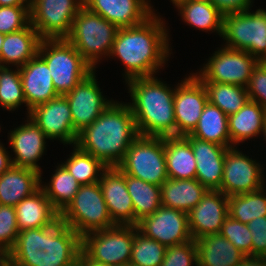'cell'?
<instances>
[{"label": "cell", "mask_w": 266, "mask_h": 266, "mask_svg": "<svg viewBox=\"0 0 266 266\" xmlns=\"http://www.w3.org/2000/svg\"><path fill=\"white\" fill-rule=\"evenodd\" d=\"M167 34L155 14L139 25L118 29L110 56L119 57L125 65L126 81L152 77L163 66L170 51Z\"/></svg>", "instance_id": "1"}, {"label": "cell", "mask_w": 266, "mask_h": 266, "mask_svg": "<svg viewBox=\"0 0 266 266\" xmlns=\"http://www.w3.org/2000/svg\"><path fill=\"white\" fill-rule=\"evenodd\" d=\"M82 238L60 218L49 227L19 231L9 251L18 266H77Z\"/></svg>", "instance_id": "2"}, {"label": "cell", "mask_w": 266, "mask_h": 266, "mask_svg": "<svg viewBox=\"0 0 266 266\" xmlns=\"http://www.w3.org/2000/svg\"><path fill=\"white\" fill-rule=\"evenodd\" d=\"M139 136L129 104L112 102L89 126L78 133L77 145L107 167H117Z\"/></svg>", "instance_id": "3"}, {"label": "cell", "mask_w": 266, "mask_h": 266, "mask_svg": "<svg viewBox=\"0 0 266 266\" xmlns=\"http://www.w3.org/2000/svg\"><path fill=\"white\" fill-rule=\"evenodd\" d=\"M137 132L146 137L176 136L174 93L155 77H135L127 80Z\"/></svg>", "instance_id": "4"}, {"label": "cell", "mask_w": 266, "mask_h": 266, "mask_svg": "<svg viewBox=\"0 0 266 266\" xmlns=\"http://www.w3.org/2000/svg\"><path fill=\"white\" fill-rule=\"evenodd\" d=\"M118 29L112 22L83 6L75 16L65 39L94 69L100 56H110Z\"/></svg>", "instance_id": "5"}, {"label": "cell", "mask_w": 266, "mask_h": 266, "mask_svg": "<svg viewBox=\"0 0 266 266\" xmlns=\"http://www.w3.org/2000/svg\"><path fill=\"white\" fill-rule=\"evenodd\" d=\"M38 54L45 60L58 95H66L93 69L65 38L42 39Z\"/></svg>", "instance_id": "6"}, {"label": "cell", "mask_w": 266, "mask_h": 266, "mask_svg": "<svg viewBox=\"0 0 266 266\" xmlns=\"http://www.w3.org/2000/svg\"><path fill=\"white\" fill-rule=\"evenodd\" d=\"M60 220L81 238L91 232L114 227L99 182L81 185Z\"/></svg>", "instance_id": "7"}, {"label": "cell", "mask_w": 266, "mask_h": 266, "mask_svg": "<svg viewBox=\"0 0 266 266\" xmlns=\"http://www.w3.org/2000/svg\"><path fill=\"white\" fill-rule=\"evenodd\" d=\"M117 167L127 175L161 186L168 179L164 138L139 135Z\"/></svg>", "instance_id": "8"}, {"label": "cell", "mask_w": 266, "mask_h": 266, "mask_svg": "<svg viewBox=\"0 0 266 266\" xmlns=\"http://www.w3.org/2000/svg\"><path fill=\"white\" fill-rule=\"evenodd\" d=\"M226 47L244 50L262 61L266 56V11L249 10L223 16L222 36Z\"/></svg>", "instance_id": "9"}, {"label": "cell", "mask_w": 266, "mask_h": 266, "mask_svg": "<svg viewBox=\"0 0 266 266\" xmlns=\"http://www.w3.org/2000/svg\"><path fill=\"white\" fill-rule=\"evenodd\" d=\"M138 227L115 225L82 237V251L92 260L108 265L129 264ZM93 235V236H92Z\"/></svg>", "instance_id": "10"}, {"label": "cell", "mask_w": 266, "mask_h": 266, "mask_svg": "<svg viewBox=\"0 0 266 266\" xmlns=\"http://www.w3.org/2000/svg\"><path fill=\"white\" fill-rule=\"evenodd\" d=\"M84 0H30V23L42 39L66 38Z\"/></svg>", "instance_id": "11"}, {"label": "cell", "mask_w": 266, "mask_h": 266, "mask_svg": "<svg viewBox=\"0 0 266 266\" xmlns=\"http://www.w3.org/2000/svg\"><path fill=\"white\" fill-rule=\"evenodd\" d=\"M258 60L244 50L223 47L214 53L197 76L202 82L234 84L245 87Z\"/></svg>", "instance_id": "12"}, {"label": "cell", "mask_w": 266, "mask_h": 266, "mask_svg": "<svg viewBox=\"0 0 266 266\" xmlns=\"http://www.w3.org/2000/svg\"><path fill=\"white\" fill-rule=\"evenodd\" d=\"M262 173L258 163L231 147L225 154L221 192L229 197L265 188Z\"/></svg>", "instance_id": "13"}, {"label": "cell", "mask_w": 266, "mask_h": 266, "mask_svg": "<svg viewBox=\"0 0 266 266\" xmlns=\"http://www.w3.org/2000/svg\"><path fill=\"white\" fill-rule=\"evenodd\" d=\"M146 237L169 247L192 240L188 215L185 212L161 206L137 225Z\"/></svg>", "instance_id": "14"}, {"label": "cell", "mask_w": 266, "mask_h": 266, "mask_svg": "<svg viewBox=\"0 0 266 266\" xmlns=\"http://www.w3.org/2000/svg\"><path fill=\"white\" fill-rule=\"evenodd\" d=\"M197 75L193 74L185 78L175 88L174 115L176 136H185L194 130L204 106L208 102L207 91Z\"/></svg>", "instance_id": "15"}, {"label": "cell", "mask_w": 266, "mask_h": 266, "mask_svg": "<svg viewBox=\"0 0 266 266\" xmlns=\"http://www.w3.org/2000/svg\"><path fill=\"white\" fill-rule=\"evenodd\" d=\"M100 91L92 71L64 95L70 105L73 129L77 133L91 125L113 102L105 99Z\"/></svg>", "instance_id": "16"}, {"label": "cell", "mask_w": 266, "mask_h": 266, "mask_svg": "<svg viewBox=\"0 0 266 266\" xmlns=\"http://www.w3.org/2000/svg\"><path fill=\"white\" fill-rule=\"evenodd\" d=\"M48 139H61L65 144H76L78 133L73 129L72 113L65 96L59 95L30 110L28 115Z\"/></svg>", "instance_id": "17"}, {"label": "cell", "mask_w": 266, "mask_h": 266, "mask_svg": "<svg viewBox=\"0 0 266 266\" xmlns=\"http://www.w3.org/2000/svg\"><path fill=\"white\" fill-rule=\"evenodd\" d=\"M187 215L193 240L220 233L228 216V196L219 190H208Z\"/></svg>", "instance_id": "18"}, {"label": "cell", "mask_w": 266, "mask_h": 266, "mask_svg": "<svg viewBox=\"0 0 266 266\" xmlns=\"http://www.w3.org/2000/svg\"><path fill=\"white\" fill-rule=\"evenodd\" d=\"M102 190L112 221L116 225H134L135 215L124 173L118 167H107L100 174Z\"/></svg>", "instance_id": "19"}, {"label": "cell", "mask_w": 266, "mask_h": 266, "mask_svg": "<svg viewBox=\"0 0 266 266\" xmlns=\"http://www.w3.org/2000/svg\"><path fill=\"white\" fill-rule=\"evenodd\" d=\"M185 137L190 141L196 160L195 178L208 190L221 191L225 154L231 147L200 140L190 134Z\"/></svg>", "instance_id": "20"}, {"label": "cell", "mask_w": 266, "mask_h": 266, "mask_svg": "<svg viewBox=\"0 0 266 266\" xmlns=\"http://www.w3.org/2000/svg\"><path fill=\"white\" fill-rule=\"evenodd\" d=\"M148 4L145 0H84L86 8L118 28L139 25L155 14Z\"/></svg>", "instance_id": "21"}, {"label": "cell", "mask_w": 266, "mask_h": 266, "mask_svg": "<svg viewBox=\"0 0 266 266\" xmlns=\"http://www.w3.org/2000/svg\"><path fill=\"white\" fill-rule=\"evenodd\" d=\"M28 113L34 107L59 96L45 60L37 54L19 68Z\"/></svg>", "instance_id": "22"}, {"label": "cell", "mask_w": 266, "mask_h": 266, "mask_svg": "<svg viewBox=\"0 0 266 266\" xmlns=\"http://www.w3.org/2000/svg\"><path fill=\"white\" fill-rule=\"evenodd\" d=\"M25 125H21L11 131L9 140L15 153L12 166L26 167L41 173L36 162L44 153L45 139H48L44 132L29 117Z\"/></svg>", "instance_id": "23"}, {"label": "cell", "mask_w": 266, "mask_h": 266, "mask_svg": "<svg viewBox=\"0 0 266 266\" xmlns=\"http://www.w3.org/2000/svg\"><path fill=\"white\" fill-rule=\"evenodd\" d=\"M40 178L34 169L11 166L0 175V204L15 207L41 188Z\"/></svg>", "instance_id": "24"}, {"label": "cell", "mask_w": 266, "mask_h": 266, "mask_svg": "<svg viewBox=\"0 0 266 266\" xmlns=\"http://www.w3.org/2000/svg\"><path fill=\"white\" fill-rule=\"evenodd\" d=\"M15 211L19 231L49 227L60 218L41 188L18 203Z\"/></svg>", "instance_id": "25"}, {"label": "cell", "mask_w": 266, "mask_h": 266, "mask_svg": "<svg viewBox=\"0 0 266 266\" xmlns=\"http://www.w3.org/2000/svg\"><path fill=\"white\" fill-rule=\"evenodd\" d=\"M41 40L31 23L20 31L5 34L0 53V66L5 67L4 63H14L17 68L22 67L38 54Z\"/></svg>", "instance_id": "26"}, {"label": "cell", "mask_w": 266, "mask_h": 266, "mask_svg": "<svg viewBox=\"0 0 266 266\" xmlns=\"http://www.w3.org/2000/svg\"><path fill=\"white\" fill-rule=\"evenodd\" d=\"M197 266H237L246 257L220 233L195 240Z\"/></svg>", "instance_id": "27"}, {"label": "cell", "mask_w": 266, "mask_h": 266, "mask_svg": "<svg viewBox=\"0 0 266 266\" xmlns=\"http://www.w3.org/2000/svg\"><path fill=\"white\" fill-rule=\"evenodd\" d=\"M208 189L196 178L167 179L161 185L162 206L188 213L206 194Z\"/></svg>", "instance_id": "28"}, {"label": "cell", "mask_w": 266, "mask_h": 266, "mask_svg": "<svg viewBox=\"0 0 266 266\" xmlns=\"http://www.w3.org/2000/svg\"><path fill=\"white\" fill-rule=\"evenodd\" d=\"M166 169L169 179H194L196 160L185 136L164 137Z\"/></svg>", "instance_id": "29"}, {"label": "cell", "mask_w": 266, "mask_h": 266, "mask_svg": "<svg viewBox=\"0 0 266 266\" xmlns=\"http://www.w3.org/2000/svg\"><path fill=\"white\" fill-rule=\"evenodd\" d=\"M266 110L257 102L248 100L237 112L228 116L231 144L253 138L263 131Z\"/></svg>", "instance_id": "30"}, {"label": "cell", "mask_w": 266, "mask_h": 266, "mask_svg": "<svg viewBox=\"0 0 266 266\" xmlns=\"http://www.w3.org/2000/svg\"><path fill=\"white\" fill-rule=\"evenodd\" d=\"M190 135L224 147H233L230 145L231 138L228 132V116L217 106L209 102L204 106L198 124Z\"/></svg>", "instance_id": "31"}, {"label": "cell", "mask_w": 266, "mask_h": 266, "mask_svg": "<svg viewBox=\"0 0 266 266\" xmlns=\"http://www.w3.org/2000/svg\"><path fill=\"white\" fill-rule=\"evenodd\" d=\"M127 190L132 198L135 226L144 217L152 215L162 206L161 186L147 183L124 173Z\"/></svg>", "instance_id": "32"}, {"label": "cell", "mask_w": 266, "mask_h": 266, "mask_svg": "<svg viewBox=\"0 0 266 266\" xmlns=\"http://www.w3.org/2000/svg\"><path fill=\"white\" fill-rule=\"evenodd\" d=\"M182 18L193 27L216 31L220 37L223 32V14L213 3L185 1L177 6Z\"/></svg>", "instance_id": "33"}, {"label": "cell", "mask_w": 266, "mask_h": 266, "mask_svg": "<svg viewBox=\"0 0 266 266\" xmlns=\"http://www.w3.org/2000/svg\"><path fill=\"white\" fill-rule=\"evenodd\" d=\"M49 185H41L53 208L61 214L72 202L81 184L61 164L57 167Z\"/></svg>", "instance_id": "34"}, {"label": "cell", "mask_w": 266, "mask_h": 266, "mask_svg": "<svg viewBox=\"0 0 266 266\" xmlns=\"http://www.w3.org/2000/svg\"><path fill=\"white\" fill-rule=\"evenodd\" d=\"M208 102L221 109L227 116L237 113L249 100L245 87L216 82H202Z\"/></svg>", "instance_id": "35"}, {"label": "cell", "mask_w": 266, "mask_h": 266, "mask_svg": "<svg viewBox=\"0 0 266 266\" xmlns=\"http://www.w3.org/2000/svg\"><path fill=\"white\" fill-rule=\"evenodd\" d=\"M263 190L229 196L228 216L245 224L266 216V193Z\"/></svg>", "instance_id": "36"}, {"label": "cell", "mask_w": 266, "mask_h": 266, "mask_svg": "<svg viewBox=\"0 0 266 266\" xmlns=\"http://www.w3.org/2000/svg\"><path fill=\"white\" fill-rule=\"evenodd\" d=\"M74 146V152L62 165L81 185L99 182L100 175L98 173L101 174V171H104L107 166L90 153L81 150L77 145Z\"/></svg>", "instance_id": "37"}, {"label": "cell", "mask_w": 266, "mask_h": 266, "mask_svg": "<svg viewBox=\"0 0 266 266\" xmlns=\"http://www.w3.org/2000/svg\"><path fill=\"white\" fill-rule=\"evenodd\" d=\"M166 246L146 237L139 230L135 233L132 255L129 264L136 266H160L163 262Z\"/></svg>", "instance_id": "38"}, {"label": "cell", "mask_w": 266, "mask_h": 266, "mask_svg": "<svg viewBox=\"0 0 266 266\" xmlns=\"http://www.w3.org/2000/svg\"><path fill=\"white\" fill-rule=\"evenodd\" d=\"M26 104L19 68L10 70L7 66H0V105L11 111Z\"/></svg>", "instance_id": "39"}, {"label": "cell", "mask_w": 266, "mask_h": 266, "mask_svg": "<svg viewBox=\"0 0 266 266\" xmlns=\"http://www.w3.org/2000/svg\"><path fill=\"white\" fill-rule=\"evenodd\" d=\"M220 234L246 256H252V233L247 224L227 216Z\"/></svg>", "instance_id": "40"}, {"label": "cell", "mask_w": 266, "mask_h": 266, "mask_svg": "<svg viewBox=\"0 0 266 266\" xmlns=\"http://www.w3.org/2000/svg\"><path fill=\"white\" fill-rule=\"evenodd\" d=\"M30 24V6H0V33L20 31Z\"/></svg>", "instance_id": "41"}, {"label": "cell", "mask_w": 266, "mask_h": 266, "mask_svg": "<svg viewBox=\"0 0 266 266\" xmlns=\"http://www.w3.org/2000/svg\"><path fill=\"white\" fill-rule=\"evenodd\" d=\"M19 234L14 206L0 204V252H9Z\"/></svg>", "instance_id": "42"}, {"label": "cell", "mask_w": 266, "mask_h": 266, "mask_svg": "<svg viewBox=\"0 0 266 266\" xmlns=\"http://www.w3.org/2000/svg\"><path fill=\"white\" fill-rule=\"evenodd\" d=\"M197 266V247L195 240L166 248L163 262L160 266Z\"/></svg>", "instance_id": "43"}, {"label": "cell", "mask_w": 266, "mask_h": 266, "mask_svg": "<svg viewBox=\"0 0 266 266\" xmlns=\"http://www.w3.org/2000/svg\"><path fill=\"white\" fill-rule=\"evenodd\" d=\"M246 90L249 100L259 103L266 110V66L261 61L254 67Z\"/></svg>", "instance_id": "44"}, {"label": "cell", "mask_w": 266, "mask_h": 266, "mask_svg": "<svg viewBox=\"0 0 266 266\" xmlns=\"http://www.w3.org/2000/svg\"><path fill=\"white\" fill-rule=\"evenodd\" d=\"M247 225L252 233V256L266 257V216L255 218Z\"/></svg>", "instance_id": "45"}, {"label": "cell", "mask_w": 266, "mask_h": 266, "mask_svg": "<svg viewBox=\"0 0 266 266\" xmlns=\"http://www.w3.org/2000/svg\"><path fill=\"white\" fill-rule=\"evenodd\" d=\"M251 0H214V5L223 14L244 12L251 7Z\"/></svg>", "instance_id": "46"}, {"label": "cell", "mask_w": 266, "mask_h": 266, "mask_svg": "<svg viewBox=\"0 0 266 266\" xmlns=\"http://www.w3.org/2000/svg\"><path fill=\"white\" fill-rule=\"evenodd\" d=\"M11 160L6 149L0 144V175L12 166Z\"/></svg>", "instance_id": "47"}, {"label": "cell", "mask_w": 266, "mask_h": 266, "mask_svg": "<svg viewBox=\"0 0 266 266\" xmlns=\"http://www.w3.org/2000/svg\"><path fill=\"white\" fill-rule=\"evenodd\" d=\"M237 266H266V257L246 256Z\"/></svg>", "instance_id": "48"}, {"label": "cell", "mask_w": 266, "mask_h": 266, "mask_svg": "<svg viewBox=\"0 0 266 266\" xmlns=\"http://www.w3.org/2000/svg\"><path fill=\"white\" fill-rule=\"evenodd\" d=\"M77 266H112L105 263H100L90 259L82 250L78 257Z\"/></svg>", "instance_id": "49"}, {"label": "cell", "mask_w": 266, "mask_h": 266, "mask_svg": "<svg viewBox=\"0 0 266 266\" xmlns=\"http://www.w3.org/2000/svg\"><path fill=\"white\" fill-rule=\"evenodd\" d=\"M0 6H30V0H0Z\"/></svg>", "instance_id": "50"}, {"label": "cell", "mask_w": 266, "mask_h": 266, "mask_svg": "<svg viewBox=\"0 0 266 266\" xmlns=\"http://www.w3.org/2000/svg\"><path fill=\"white\" fill-rule=\"evenodd\" d=\"M14 262L9 252H0V266H13Z\"/></svg>", "instance_id": "51"}, {"label": "cell", "mask_w": 266, "mask_h": 266, "mask_svg": "<svg viewBox=\"0 0 266 266\" xmlns=\"http://www.w3.org/2000/svg\"><path fill=\"white\" fill-rule=\"evenodd\" d=\"M4 38H5V34L0 33V53H1V48H2V45H3Z\"/></svg>", "instance_id": "52"}, {"label": "cell", "mask_w": 266, "mask_h": 266, "mask_svg": "<svg viewBox=\"0 0 266 266\" xmlns=\"http://www.w3.org/2000/svg\"><path fill=\"white\" fill-rule=\"evenodd\" d=\"M173 2V4H175L176 6H178L179 4L188 1V0H171Z\"/></svg>", "instance_id": "53"}, {"label": "cell", "mask_w": 266, "mask_h": 266, "mask_svg": "<svg viewBox=\"0 0 266 266\" xmlns=\"http://www.w3.org/2000/svg\"><path fill=\"white\" fill-rule=\"evenodd\" d=\"M263 134H264V139H266V118H265V121H264V125H263Z\"/></svg>", "instance_id": "54"}, {"label": "cell", "mask_w": 266, "mask_h": 266, "mask_svg": "<svg viewBox=\"0 0 266 266\" xmlns=\"http://www.w3.org/2000/svg\"><path fill=\"white\" fill-rule=\"evenodd\" d=\"M197 2H206V3H214V0H193Z\"/></svg>", "instance_id": "55"}, {"label": "cell", "mask_w": 266, "mask_h": 266, "mask_svg": "<svg viewBox=\"0 0 266 266\" xmlns=\"http://www.w3.org/2000/svg\"><path fill=\"white\" fill-rule=\"evenodd\" d=\"M261 62L266 66V56L264 57V59Z\"/></svg>", "instance_id": "56"}, {"label": "cell", "mask_w": 266, "mask_h": 266, "mask_svg": "<svg viewBox=\"0 0 266 266\" xmlns=\"http://www.w3.org/2000/svg\"><path fill=\"white\" fill-rule=\"evenodd\" d=\"M114 266H129V264H120V265H114Z\"/></svg>", "instance_id": "57"}]
</instances>
